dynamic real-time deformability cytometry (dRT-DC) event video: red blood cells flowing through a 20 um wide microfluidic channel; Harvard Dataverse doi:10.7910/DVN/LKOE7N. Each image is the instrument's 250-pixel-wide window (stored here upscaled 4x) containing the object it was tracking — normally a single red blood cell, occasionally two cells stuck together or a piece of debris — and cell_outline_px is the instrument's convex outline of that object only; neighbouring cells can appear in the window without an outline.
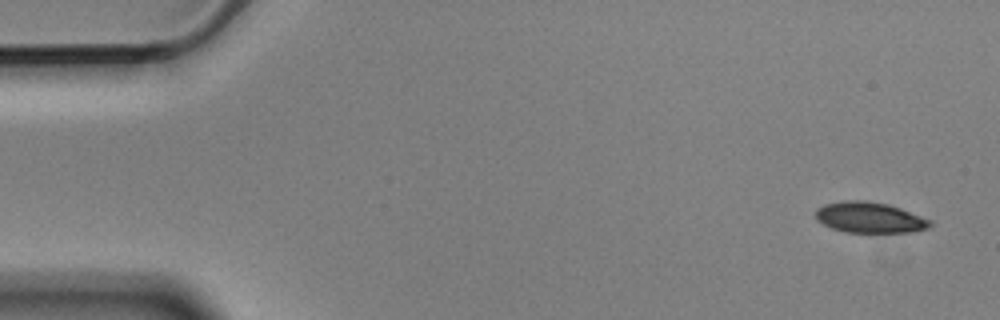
{"species": "Egyptian fruit bat (a non-hibernating species)", "species_latin": "Rousettus aegyptiacus", "temperature_condition": "cold", "stored_images_in_passage": 4, "camera_frame_rate_fps": 3000, "um_per_image_px": 0.085, "animal": {"sex": "male"}, "frame": {"image": 1, "passage_image": 1, "time_ms": 0.0, "image_size_px": [1000, 320], "cell_outline_px": [[932, 224], [928, 228], [912, 232], [848, 232], [832, 228], [816, 220], [816, 208], [824, 204], [844, 200], [864, 200], [888, 204], [900, 208], [932, 220]], "centroid_in_image_um": [73.92, 18.48], "position_along_channel_um": 11.1, "area_um2": 20.52}}